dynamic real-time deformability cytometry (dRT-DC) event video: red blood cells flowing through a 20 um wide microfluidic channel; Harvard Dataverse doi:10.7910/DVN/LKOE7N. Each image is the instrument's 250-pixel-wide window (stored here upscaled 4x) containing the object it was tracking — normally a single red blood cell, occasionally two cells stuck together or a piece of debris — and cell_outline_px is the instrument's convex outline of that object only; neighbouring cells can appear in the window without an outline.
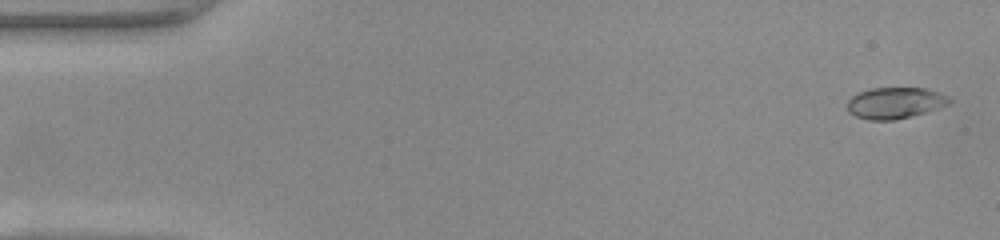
{"species": "common noctule bat (a hibernating species)", "species_latin": "Nyctalus noctula", "temperature_condition": "warm", "stored_images_in_passage": 49, "camera_frame_rate_fps": 3000, "um_per_image_px": 0.085, "animal": {"sex": "female", "body_mass_g": 22.0, "forearm_length_mm": 56.7}, "frame": {"image": 1, "passage_image": 2, "time_ms": 0.333, "image_size_px": [1000, 240], "cell_outline_px": [[952, 100], [948, 104], [912, 116], [896, 120], [868, 120], [856, 116], [848, 112], [848, 100], [852, 96], [868, 88], [924, 88], [948, 96]], "centroid_in_image_um": [76.04, 8.75], "position_along_channel_um": 9.0, "area_um2": 18.44}}
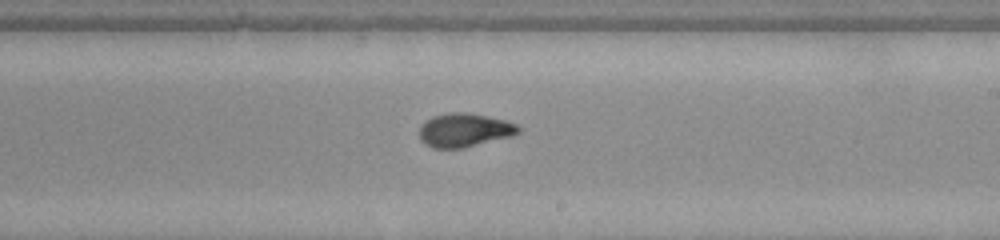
{"frame": {"image": 2, "passage_image": 29, "time_ms": 9.333, "image_size_px": [1000, 240], "cell_outline_px": [[520, 132], [512, 136], [464, 148], [432, 148], [424, 144], [420, 140], [420, 128], [424, 120], [432, 116], [448, 112], [464, 112], [504, 120], [516, 124], [520, 128]], "centroid_in_image_um": [39.44, 11.07], "position_along_channel_um": 249.6, "area_um2": 19.48}}
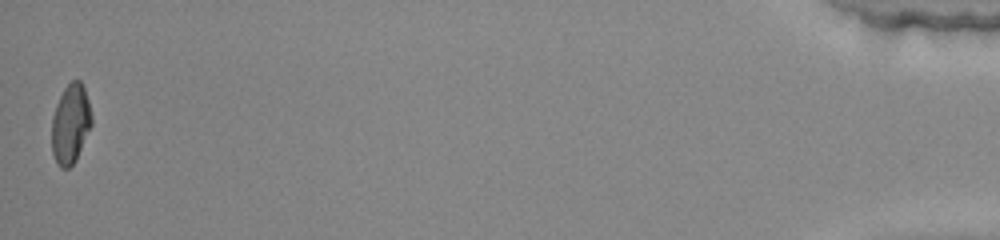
{"frame": {"image": 3, "passage_image": 49, "time_ms": 16.0, "image_size_px": [1000, 240], "cell_outline_px": [[92, 124], [76, 160], [68, 168], [60, 168], [56, 164], [52, 152], [52, 116], [56, 104], [64, 88], [72, 80], [80, 80], [84, 88], [88, 100], [92, 116]], "centroid_in_image_um": [5.99, 10.54], "position_along_channel_um": 429.2, "area_um2": 18.5}, "authors_computed_cell_mechanics": {"area_um2": 18.8428, "velocity_mm_per_s": 4.1723, "shape_relaxation_time_tau1_ms": 9.0348, "shape_relaxation_time_tau2_ms": 0.7542, "deformation_change_tau1": 0.3059, "deformation_change_tau2": 0.0492}}